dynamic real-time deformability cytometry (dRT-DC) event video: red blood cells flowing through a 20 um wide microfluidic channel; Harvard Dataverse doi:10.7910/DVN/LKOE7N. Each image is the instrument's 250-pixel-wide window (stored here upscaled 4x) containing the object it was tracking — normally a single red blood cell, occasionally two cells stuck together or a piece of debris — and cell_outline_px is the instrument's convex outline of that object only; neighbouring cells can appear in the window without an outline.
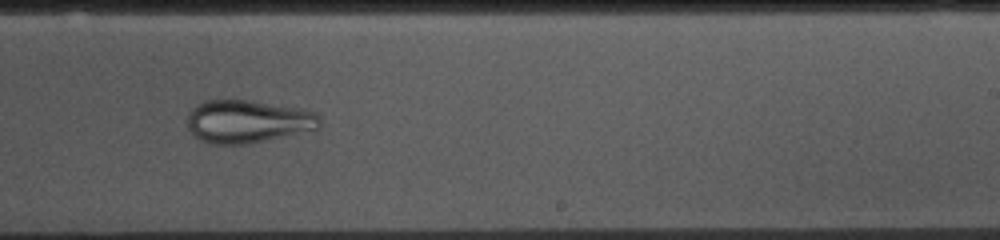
{"species": "common noctule bat (a hibernating species)", "species_latin": "Nyctalus noctula", "temperature_condition": "cold", "stored_images_in_passage": 53, "camera_frame_rate_fps": 3000, "um_per_image_px": 0.085, "animal": {"sex": "female", "body_mass_g": 10.0, "forearm_length_mm": 53.1}, "frame": {"image": 1, "passage_image": 31, "time_ms": 10.0, "image_size_px": [1000, 240], "cell_outline_px": [[320, 128], [268, 140], [248, 144], [212, 144], [200, 140], [188, 128], [188, 116], [192, 108], [196, 104], [204, 100], [248, 100], [296, 108], [312, 112], [320, 116]], "centroid_in_image_um": [21.03, 10.33], "position_along_channel_um": 268.0, "area_um2": 32.89}}
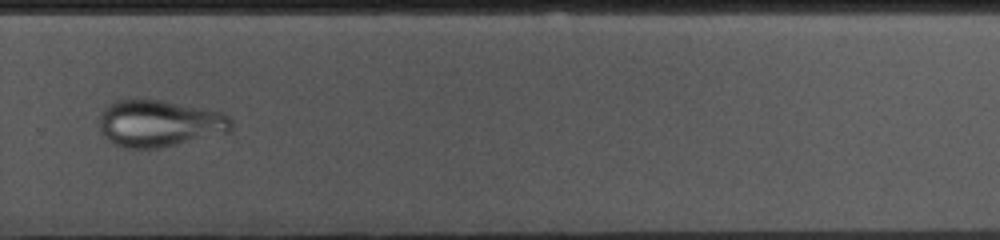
{"frame": {"image": 2, "passage_image": 35, "time_ms": 11.333, "image_size_px": [1000, 240], "cell_outline_px": [[232, 128], [228, 132], [156, 148], [124, 148], [112, 144], [108, 140], [100, 128], [100, 112], [108, 104], [116, 100], [160, 100], [212, 108], [224, 112], [232, 120]], "centroid_in_image_um": [13.56, 10.47], "position_along_channel_um": 316.2, "area_um2": 36.07}}
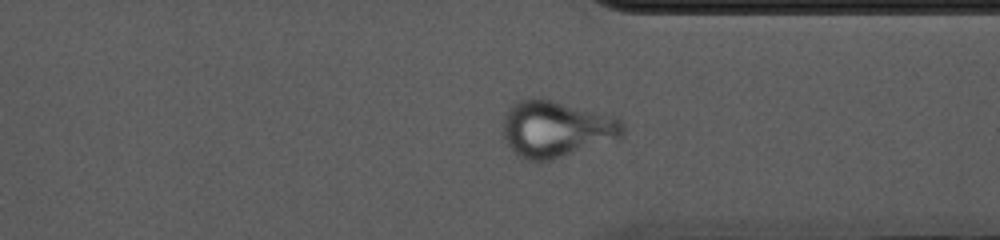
{"frame": {"image": 3, "passage_image": 39, "time_ms": 12.667, "image_size_px": [1000, 240], "cell_outline_px": [[624, 132], [620, 136], [552, 160], [528, 160], [516, 156], [504, 140], [504, 116], [508, 108], [516, 100], [532, 96], [536, 96], [620, 116], [624, 120]], "centroid_in_image_um": [47.25, 10.9], "position_along_channel_um": 364.1, "area_um2": 39.77}}